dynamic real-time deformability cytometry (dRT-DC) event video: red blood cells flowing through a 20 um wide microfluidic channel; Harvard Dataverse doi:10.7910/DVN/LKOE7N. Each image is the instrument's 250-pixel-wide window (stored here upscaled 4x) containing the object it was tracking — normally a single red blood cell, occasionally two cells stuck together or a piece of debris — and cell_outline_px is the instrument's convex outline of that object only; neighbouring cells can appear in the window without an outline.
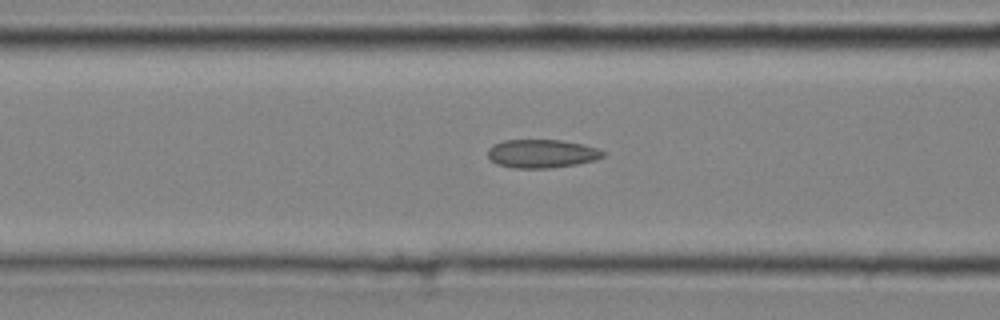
{"species": "common noctule bat (a hibernating species)", "species_latin": "Nyctalus noctula", "temperature_condition": "cold", "stored_images_in_passage": 43, "camera_frame_rate_fps": 3000, "um_per_image_px": 0.085, "animal": {"sex": "male", "body_mass_g": 20.4}, "frame": {"image": 1, "passage_image": 18, "time_ms": 5.667, "image_size_px": [1000, 320], "cell_outline_px": [[608, 152], [604, 156], [596, 160], [576, 164], [548, 168], [512, 168], [496, 164], [488, 156], [488, 148], [492, 144], [504, 140], [560, 140], [580, 144], [596, 148]], "centroid_in_image_um": [46.04, 13.06], "position_along_channel_um": 120.6, "area_um2": 19.13}}
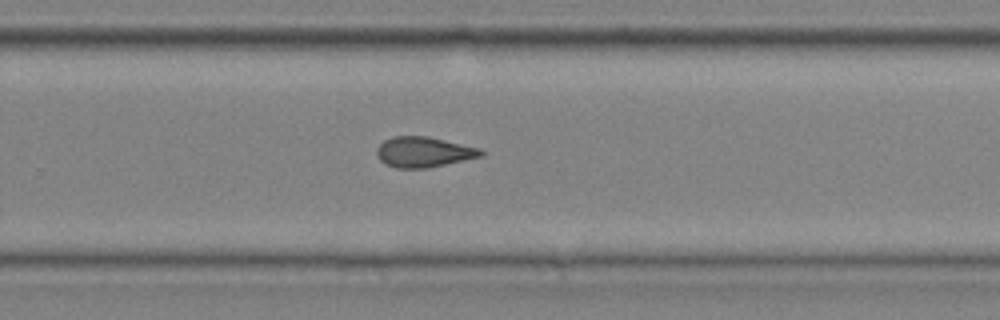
{"frame": {"image": 2, "passage_image": 30, "time_ms": 9.667, "image_size_px": [1000, 320], "cell_outline_px": [[484, 156], [428, 168], [396, 168], [384, 164], [376, 156], [376, 148], [384, 140], [392, 136], [428, 136], [480, 148], [484, 152]], "centroid_in_image_um": [36.0, 12.92], "position_along_channel_um": 293.8, "area_um2": 18.67}}
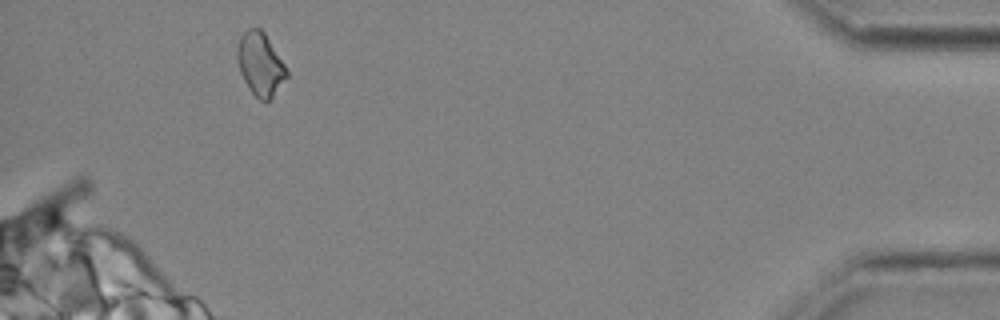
{"frame": {"image": 3, "passage_image": 42, "time_ms": 13.667, "image_size_px": [1000, 320], "cell_outline_px": [[288, 76], [272, 96], [268, 100], [260, 100], [252, 92], [244, 80], [240, 72], [236, 56], [236, 52], [240, 36], [248, 28], [260, 28], [264, 32], [284, 64], [288, 72]], "centroid_in_image_um": [22.1, 5.43], "position_along_channel_um": 413.1, "area_um2": 17.8}, "authors_computed_cell_mechanics": {"area_um2": 18.785, "velocity_mm_per_s": 4.336, "shape_relaxation_time_tau1_ms": 8.6321, "shape_relaxation_time_tau2_ms": 5.5421, "deformation_change_tau1": 0.1391, "deformation_change_tau2": 0.1359}}